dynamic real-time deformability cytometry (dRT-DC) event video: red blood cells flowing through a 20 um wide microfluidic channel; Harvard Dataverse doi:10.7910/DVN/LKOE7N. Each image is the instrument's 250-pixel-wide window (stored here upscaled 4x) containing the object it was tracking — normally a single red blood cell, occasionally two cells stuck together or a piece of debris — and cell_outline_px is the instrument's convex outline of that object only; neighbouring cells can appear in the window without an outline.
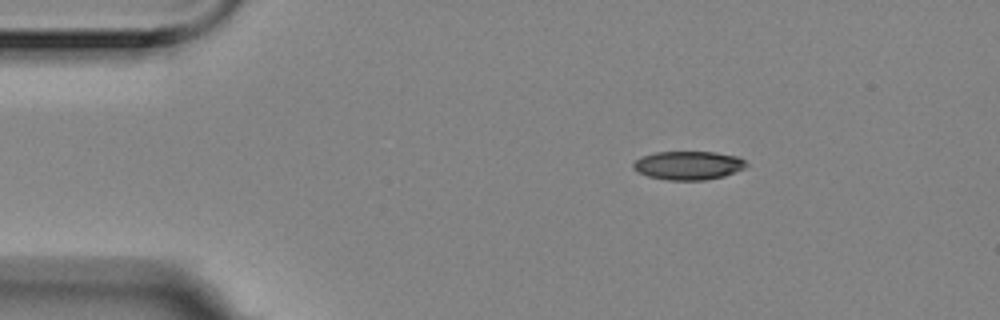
{"species": "Egyptian fruit bat (a non-hibernating species)", "species_latin": "Rousettus aegyptiacus", "temperature_condition": "room temperature", "stored_images_in_passage": 5, "camera_frame_rate_fps": 3000, "um_per_image_px": 0.085, "animal": {"sex": "female"}, "frame": {"image": 1, "passage_image": 2, "time_ms": 0.333, "image_size_px": [1000, 320], "cell_outline_px": [[748, 164], [744, 168], [724, 176], [704, 180], [668, 180], [648, 176], [632, 168], [632, 164], [640, 156], [656, 152], [716, 152], [736, 156], [744, 160]], "centroid_in_image_um": [58.49, 14.05], "position_along_channel_um": 26.5, "area_um2": 18.79}}
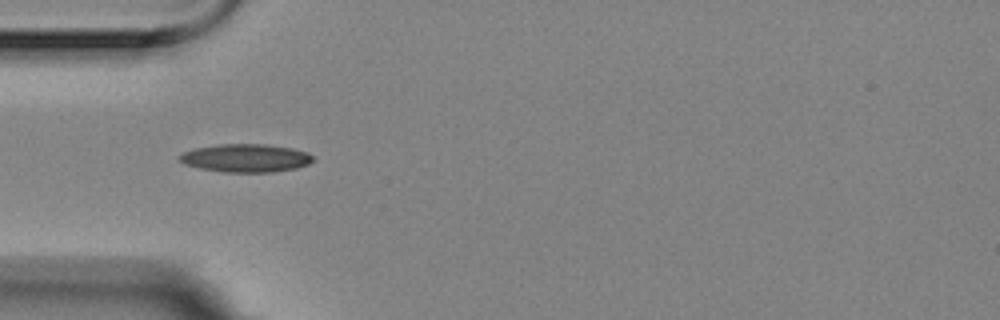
{"frame": {"image": 2, "passage_image": 4, "time_ms": 1.0, "image_size_px": [1000, 320], "cell_outline_px": [[316, 160], [308, 164], [296, 168], [272, 172], [224, 172], [200, 168], [184, 164], [176, 156], [184, 152], [196, 148], [220, 144], [264, 144], [292, 148], [308, 152]], "centroid_in_image_um": [20.9, 13.43], "position_along_channel_um": 64.1, "area_um2": 21.91}}
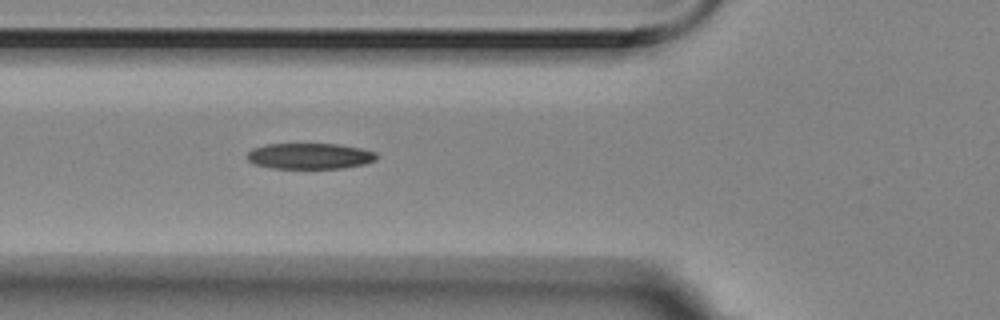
{"frame": {"image": 3, "passage_image": 5, "time_ms": 1.333, "image_size_px": [1000, 320], "cell_outline_px": [[380, 156], [376, 160], [364, 164], [340, 168], [272, 168], [252, 164], [248, 160], [248, 152], [252, 148], [268, 144], [340, 144], [360, 148], [376, 152]], "centroid_in_image_um": [26.35, 13.26], "position_along_channel_um": 99.5, "area_um2": 19.59}}